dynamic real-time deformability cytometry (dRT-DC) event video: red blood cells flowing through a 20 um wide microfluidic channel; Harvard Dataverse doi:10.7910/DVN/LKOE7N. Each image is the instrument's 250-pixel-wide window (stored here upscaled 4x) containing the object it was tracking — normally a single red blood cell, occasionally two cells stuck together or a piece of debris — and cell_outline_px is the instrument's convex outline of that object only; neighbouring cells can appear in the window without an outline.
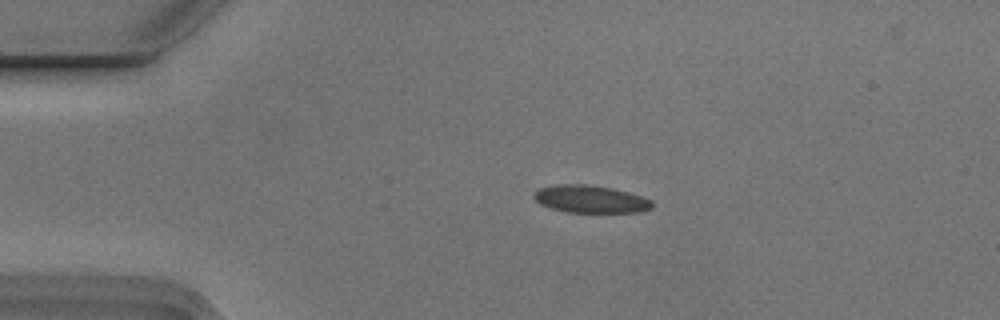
{"species": "Egyptian fruit bat (a non-hibernating species)", "species_latin": "Rousettus aegyptiacus", "temperature_condition": "cold", "stored_images_in_passage": 3, "camera_frame_rate_fps": 3000, "um_per_image_px": 0.085, "animal": {"sex": "male"}, "frame": {"image": 1, "passage_image": 2, "time_ms": 0.333, "image_size_px": [1000, 320], "cell_outline_px": [[652, 208], [644, 212], [568, 212], [552, 208], [540, 204], [532, 196], [532, 192], [540, 188], [556, 184], [584, 184], [612, 188], [628, 192], [652, 200]], "centroid_in_image_um": [50.18, 16.92], "position_along_channel_um": 34.8, "area_um2": 18.96}}